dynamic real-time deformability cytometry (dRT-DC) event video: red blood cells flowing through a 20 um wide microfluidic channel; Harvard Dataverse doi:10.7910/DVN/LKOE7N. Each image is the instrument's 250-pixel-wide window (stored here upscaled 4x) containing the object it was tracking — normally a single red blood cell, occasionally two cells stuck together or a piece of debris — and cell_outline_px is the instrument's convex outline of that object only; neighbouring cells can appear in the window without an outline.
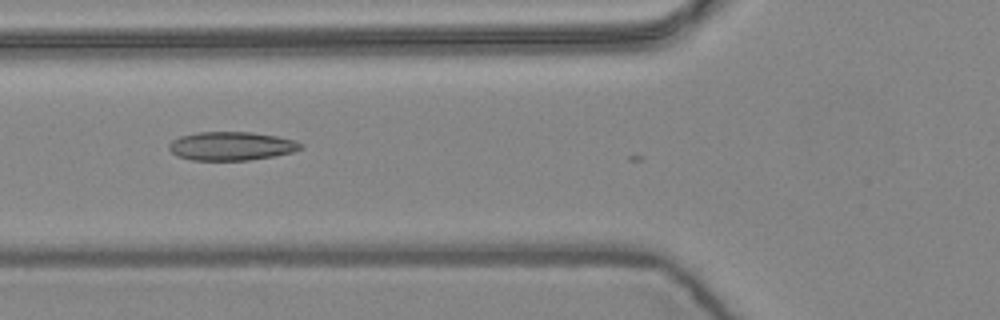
{"species": "common noctule bat (a hibernating species)", "species_latin": "Nyctalus noctula", "temperature_condition": "warm", "stored_images_in_passage": 5, "camera_frame_rate_fps": 3000, "um_per_image_px": 0.085, "animal": {"sex": "female", "body_mass_g": 24.6, "forearm_length_mm": 56.2}, "frame": {"image": 1, "passage_image": 4, "time_ms": 1.0, "image_size_px": [1000, 320], "cell_outline_px": [[304, 144], [300, 148], [292, 152], [272, 156], [248, 160], [192, 160], [176, 156], [168, 148], [168, 144], [172, 140], [180, 136], [196, 132], [252, 132], [276, 136], [296, 140]], "centroid_in_image_um": [19.63, 12.41], "position_along_channel_um": 106.2, "area_um2": 21.96}}